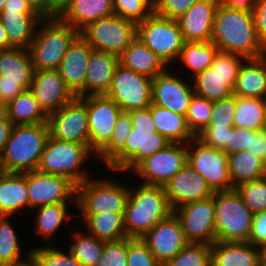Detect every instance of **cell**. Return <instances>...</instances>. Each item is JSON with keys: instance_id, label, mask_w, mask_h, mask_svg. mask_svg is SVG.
<instances>
[{"instance_id": "5bb4252c", "label": "cell", "mask_w": 266, "mask_h": 266, "mask_svg": "<svg viewBox=\"0 0 266 266\" xmlns=\"http://www.w3.org/2000/svg\"><path fill=\"white\" fill-rule=\"evenodd\" d=\"M86 104L89 147L95 156L110 142L119 115V105L105 95L80 97Z\"/></svg>"}, {"instance_id": "cb8c5ba5", "label": "cell", "mask_w": 266, "mask_h": 266, "mask_svg": "<svg viewBox=\"0 0 266 266\" xmlns=\"http://www.w3.org/2000/svg\"><path fill=\"white\" fill-rule=\"evenodd\" d=\"M118 65L119 56L93 50L86 71L85 97L106 95Z\"/></svg>"}, {"instance_id": "f35d334b", "label": "cell", "mask_w": 266, "mask_h": 266, "mask_svg": "<svg viewBox=\"0 0 266 266\" xmlns=\"http://www.w3.org/2000/svg\"><path fill=\"white\" fill-rule=\"evenodd\" d=\"M73 237L75 240L68 250L83 266H95L103 254L105 241L78 230L74 232Z\"/></svg>"}, {"instance_id": "03108f58", "label": "cell", "mask_w": 266, "mask_h": 266, "mask_svg": "<svg viewBox=\"0 0 266 266\" xmlns=\"http://www.w3.org/2000/svg\"><path fill=\"white\" fill-rule=\"evenodd\" d=\"M4 266H38V262L36 256L34 255V252L30 250V252L26 256V259L23 260L20 258L13 262L6 263L4 264Z\"/></svg>"}, {"instance_id": "f907efd6", "label": "cell", "mask_w": 266, "mask_h": 266, "mask_svg": "<svg viewBox=\"0 0 266 266\" xmlns=\"http://www.w3.org/2000/svg\"><path fill=\"white\" fill-rule=\"evenodd\" d=\"M159 262L141 238H128L127 266H158Z\"/></svg>"}, {"instance_id": "34e18365", "label": "cell", "mask_w": 266, "mask_h": 266, "mask_svg": "<svg viewBox=\"0 0 266 266\" xmlns=\"http://www.w3.org/2000/svg\"><path fill=\"white\" fill-rule=\"evenodd\" d=\"M7 0H0V12L3 10L4 4Z\"/></svg>"}, {"instance_id": "ba28073f", "label": "cell", "mask_w": 266, "mask_h": 266, "mask_svg": "<svg viewBox=\"0 0 266 266\" xmlns=\"http://www.w3.org/2000/svg\"><path fill=\"white\" fill-rule=\"evenodd\" d=\"M129 187L112 179H91L76 186V202L80 214L104 212L124 213Z\"/></svg>"}, {"instance_id": "4fadbf2b", "label": "cell", "mask_w": 266, "mask_h": 266, "mask_svg": "<svg viewBox=\"0 0 266 266\" xmlns=\"http://www.w3.org/2000/svg\"><path fill=\"white\" fill-rule=\"evenodd\" d=\"M188 164V147L185 143H170L162 150L143 160L133 171L144 178L141 184L164 186Z\"/></svg>"}, {"instance_id": "8992f818", "label": "cell", "mask_w": 266, "mask_h": 266, "mask_svg": "<svg viewBox=\"0 0 266 266\" xmlns=\"http://www.w3.org/2000/svg\"><path fill=\"white\" fill-rule=\"evenodd\" d=\"M93 154L86 144L62 141L49 136L37 170L66 177L78 186L89 178L81 168Z\"/></svg>"}, {"instance_id": "d590c367", "label": "cell", "mask_w": 266, "mask_h": 266, "mask_svg": "<svg viewBox=\"0 0 266 266\" xmlns=\"http://www.w3.org/2000/svg\"><path fill=\"white\" fill-rule=\"evenodd\" d=\"M218 47L212 42H185L178 60L191 70L192 77L211 66Z\"/></svg>"}, {"instance_id": "484cf974", "label": "cell", "mask_w": 266, "mask_h": 266, "mask_svg": "<svg viewBox=\"0 0 266 266\" xmlns=\"http://www.w3.org/2000/svg\"><path fill=\"white\" fill-rule=\"evenodd\" d=\"M42 20L36 12H0V21L13 47L28 49Z\"/></svg>"}, {"instance_id": "6125c7cd", "label": "cell", "mask_w": 266, "mask_h": 266, "mask_svg": "<svg viewBox=\"0 0 266 266\" xmlns=\"http://www.w3.org/2000/svg\"><path fill=\"white\" fill-rule=\"evenodd\" d=\"M2 11L35 12L26 0H7Z\"/></svg>"}, {"instance_id": "ee69618b", "label": "cell", "mask_w": 266, "mask_h": 266, "mask_svg": "<svg viewBox=\"0 0 266 266\" xmlns=\"http://www.w3.org/2000/svg\"><path fill=\"white\" fill-rule=\"evenodd\" d=\"M114 14L141 23L154 12V0H113Z\"/></svg>"}, {"instance_id": "94428289", "label": "cell", "mask_w": 266, "mask_h": 266, "mask_svg": "<svg viewBox=\"0 0 266 266\" xmlns=\"http://www.w3.org/2000/svg\"><path fill=\"white\" fill-rule=\"evenodd\" d=\"M71 2L72 0H47V18H60Z\"/></svg>"}, {"instance_id": "4316f807", "label": "cell", "mask_w": 266, "mask_h": 266, "mask_svg": "<svg viewBox=\"0 0 266 266\" xmlns=\"http://www.w3.org/2000/svg\"><path fill=\"white\" fill-rule=\"evenodd\" d=\"M34 68L28 49L12 47L0 50V77L2 81L20 82L30 88Z\"/></svg>"}, {"instance_id": "e575fe53", "label": "cell", "mask_w": 266, "mask_h": 266, "mask_svg": "<svg viewBox=\"0 0 266 266\" xmlns=\"http://www.w3.org/2000/svg\"><path fill=\"white\" fill-rule=\"evenodd\" d=\"M8 113L14 126L44 123L48 119V115L29 89L8 103Z\"/></svg>"}, {"instance_id": "681fc988", "label": "cell", "mask_w": 266, "mask_h": 266, "mask_svg": "<svg viewBox=\"0 0 266 266\" xmlns=\"http://www.w3.org/2000/svg\"><path fill=\"white\" fill-rule=\"evenodd\" d=\"M128 237L105 241L103 254L95 266H127Z\"/></svg>"}, {"instance_id": "89a4df30", "label": "cell", "mask_w": 266, "mask_h": 266, "mask_svg": "<svg viewBox=\"0 0 266 266\" xmlns=\"http://www.w3.org/2000/svg\"><path fill=\"white\" fill-rule=\"evenodd\" d=\"M259 256V266H266V244L257 246Z\"/></svg>"}, {"instance_id": "f6af8a7d", "label": "cell", "mask_w": 266, "mask_h": 266, "mask_svg": "<svg viewBox=\"0 0 266 266\" xmlns=\"http://www.w3.org/2000/svg\"><path fill=\"white\" fill-rule=\"evenodd\" d=\"M235 189L253 214L266 210V177L242 183Z\"/></svg>"}, {"instance_id": "44dd1931", "label": "cell", "mask_w": 266, "mask_h": 266, "mask_svg": "<svg viewBox=\"0 0 266 266\" xmlns=\"http://www.w3.org/2000/svg\"><path fill=\"white\" fill-rule=\"evenodd\" d=\"M29 90L48 116L76 97L57 69L34 70Z\"/></svg>"}, {"instance_id": "e7e4bbea", "label": "cell", "mask_w": 266, "mask_h": 266, "mask_svg": "<svg viewBox=\"0 0 266 266\" xmlns=\"http://www.w3.org/2000/svg\"><path fill=\"white\" fill-rule=\"evenodd\" d=\"M218 2L219 4L230 8L244 9L248 11H252L256 4V0H218Z\"/></svg>"}, {"instance_id": "f546056e", "label": "cell", "mask_w": 266, "mask_h": 266, "mask_svg": "<svg viewBox=\"0 0 266 266\" xmlns=\"http://www.w3.org/2000/svg\"><path fill=\"white\" fill-rule=\"evenodd\" d=\"M29 208L26 173H8L0 176V216H11Z\"/></svg>"}, {"instance_id": "11e5206c", "label": "cell", "mask_w": 266, "mask_h": 266, "mask_svg": "<svg viewBox=\"0 0 266 266\" xmlns=\"http://www.w3.org/2000/svg\"><path fill=\"white\" fill-rule=\"evenodd\" d=\"M158 266H171V265L168 262H166V263H159Z\"/></svg>"}, {"instance_id": "7a4b0ae2", "label": "cell", "mask_w": 266, "mask_h": 266, "mask_svg": "<svg viewBox=\"0 0 266 266\" xmlns=\"http://www.w3.org/2000/svg\"><path fill=\"white\" fill-rule=\"evenodd\" d=\"M128 113L133 127L127 136L125 146L106 164L111 171H133L143 160L171 143L157 132L150 106Z\"/></svg>"}, {"instance_id": "d6a6232c", "label": "cell", "mask_w": 266, "mask_h": 266, "mask_svg": "<svg viewBox=\"0 0 266 266\" xmlns=\"http://www.w3.org/2000/svg\"><path fill=\"white\" fill-rule=\"evenodd\" d=\"M86 231L103 241H117L127 238L124 227V213L104 212L99 214H80Z\"/></svg>"}, {"instance_id": "7402d4cb", "label": "cell", "mask_w": 266, "mask_h": 266, "mask_svg": "<svg viewBox=\"0 0 266 266\" xmlns=\"http://www.w3.org/2000/svg\"><path fill=\"white\" fill-rule=\"evenodd\" d=\"M94 49L78 35L68 47L58 67L66 86L76 97H85V78L89 57Z\"/></svg>"}, {"instance_id": "d6986e66", "label": "cell", "mask_w": 266, "mask_h": 266, "mask_svg": "<svg viewBox=\"0 0 266 266\" xmlns=\"http://www.w3.org/2000/svg\"><path fill=\"white\" fill-rule=\"evenodd\" d=\"M163 188L173 211L188 203L208 200L214 194L206 180L188 164Z\"/></svg>"}, {"instance_id": "ab89813d", "label": "cell", "mask_w": 266, "mask_h": 266, "mask_svg": "<svg viewBox=\"0 0 266 266\" xmlns=\"http://www.w3.org/2000/svg\"><path fill=\"white\" fill-rule=\"evenodd\" d=\"M67 208L68 204H50L38 207L34 222L36 234L44 239L54 236L64 221L69 219Z\"/></svg>"}, {"instance_id": "83f0119b", "label": "cell", "mask_w": 266, "mask_h": 266, "mask_svg": "<svg viewBox=\"0 0 266 266\" xmlns=\"http://www.w3.org/2000/svg\"><path fill=\"white\" fill-rule=\"evenodd\" d=\"M212 266H259L256 246L249 242L216 241L211 245Z\"/></svg>"}, {"instance_id": "74e56055", "label": "cell", "mask_w": 266, "mask_h": 266, "mask_svg": "<svg viewBox=\"0 0 266 266\" xmlns=\"http://www.w3.org/2000/svg\"><path fill=\"white\" fill-rule=\"evenodd\" d=\"M234 127L251 130L264 129V107L261 98L240 97L236 95Z\"/></svg>"}, {"instance_id": "3957f363", "label": "cell", "mask_w": 266, "mask_h": 266, "mask_svg": "<svg viewBox=\"0 0 266 266\" xmlns=\"http://www.w3.org/2000/svg\"><path fill=\"white\" fill-rule=\"evenodd\" d=\"M173 210L163 186L141 184L129 188L124 212V227L128 238H142Z\"/></svg>"}, {"instance_id": "4dcf8cb0", "label": "cell", "mask_w": 266, "mask_h": 266, "mask_svg": "<svg viewBox=\"0 0 266 266\" xmlns=\"http://www.w3.org/2000/svg\"><path fill=\"white\" fill-rule=\"evenodd\" d=\"M112 15L113 0H72L70 7L59 19L80 31L90 22Z\"/></svg>"}, {"instance_id": "c3c4849f", "label": "cell", "mask_w": 266, "mask_h": 266, "mask_svg": "<svg viewBox=\"0 0 266 266\" xmlns=\"http://www.w3.org/2000/svg\"><path fill=\"white\" fill-rule=\"evenodd\" d=\"M36 256L38 266H83L68 250L64 253L58 248L36 247L32 249Z\"/></svg>"}, {"instance_id": "277c9868", "label": "cell", "mask_w": 266, "mask_h": 266, "mask_svg": "<svg viewBox=\"0 0 266 266\" xmlns=\"http://www.w3.org/2000/svg\"><path fill=\"white\" fill-rule=\"evenodd\" d=\"M48 138L47 122L15 125L2 154L5 172L26 173L37 170Z\"/></svg>"}, {"instance_id": "6da1fadb", "label": "cell", "mask_w": 266, "mask_h": 266, "mask_svg": "<svg viewBox=\"0 0 266 266\" xmlns=\"http://www.w3.org/2000/svg\"><path fill=\"white\" fill-rule=\"evenodd\" d=\"M211 41L220 51L240 55L246 59L266 56V49L256 34L252 11L219 4Z\"/></svg>"}, {"instance_id": "6f0895ef", "label": "cell", "mask_w": 266, "mask_h": 266, "mask_svg": "<svg viewBox=\"0 0 266 266\" xmlns=\"http://www.w3.org/2000/svg\"><path fill=\"white\" fill-rule=\"evenodd\" d=\"M252 13L257 37L266 49V0H256Z\"/></svg>"}, {"instance_id": "2644e50d", "label": "cell", "mask_w": 266, "mask_h": 266, "mask_svg": "<svg viewBox=\"0 0 266 266\" xmlns=\"http://www.w3.org/2000/svg\"><path fill=\"white\" fill-rule=\"evenodd\" d=\"M10 121L8 113V103L0 101V122Z\"/></svg>"}, {"instance_id": "11a10c76", "label": "cell", "mask_w": 266, "mask_h": 266, "mask_svg": "<svg viewBox=\"0 0 266 266\" xmlns=\"http://www.w3.org/2000/svg\"><path fill=\"white\" fill-rule=\"evenodd\" d=\"M248 149H251V129L231 127L228 144L223 151L229 156Z\"/></svg>"}, {"instance_id": "d4e9b609", "label": "cell", "mask_w": 266, "mask_h": 266, "mask_svg": "<svg viewBox=\"0 0 266 266\" xmlns=\"http://www.w3.org/2000/svg\"><path fill=\"white\" fill-rule=\"evenodd\" d=\"M119 64L150 79L169 69L163 59L150 50L138 36L119 56Z\"/></svg>"}, {"instance_id": "680465c9", "label": "cell", "mask_w": 266, "mask_h": 266, "mask_svg": "<svg viewBox=\"0 0 266 266\" xmlns=\"http://www.w3.org/2000/svg\"><path fill=\"white\" fill-rule=\"evenodd\" d=\"M248 151L266 164V129L251 130V149Z\"/></svg>"}, {"instance_id": "a7ac6f4b", "label": "cell", "mask_w": 266, "mask_h": 266, "mask_svg": "<svg viewBox=\"0 0 266 266\" xmlns=\"http://www.w3.org/2000/svg\"><path fill=\"white\" fill-rule=\"evenodd\" d=\"M12 47L9 43L7 32L0 21V50H6Z\"/></svg>"}, {"instance_id": "7bdbcfd3", "label": "cell", "mask_w": 266, "mask_h": 266, "mask_svg": "<svg viewBox=\"0 0 266 266\" xmlns=\"http://www.w3.org/2000/svg\"><path fill=\"white\" fill-rule=\"evenodd\" d=\"M168 263L171 266H212L211 245L188 243L182 251Z\"/></svg>"}, {"instance_id": "9a60e30c", "label": "cell", "mask_w": 266, "mask_h": 266, "mask_svg": "<svg viewBox=\"0 0 266 266\" xmlns=\"http://www.w3.org/2000/svg\"><path fill=\"white\" fill-rule=\"evenodd\" d=\"M49 136L89 146V125L85 102L75 97L48 116Z\"/></svg>"}, {"instance_id": "5b68a950", "label": "cell", "mask_w": 266, "mask_h": 266, "mask_svg": "<svg viewBox=\"0 0 266 266\" xmlns=\"http://www.w3.org/2000/svg\"><path fill=\"white\" fill-rule=\"evenodd\" d=\"M28 51L34 70L58 69L62 58L79 31L59 18H44Z\"/></svg>"}, {"instance_id": "db71d44e", "label": "cell", "mask_w": 266, "mask_h": 266, "mask_svg": "<svg viewBox=\"0 0 266 266\" xmlns=\"http://www.w3.org/2000/svg\"><path fill=\"white\" fill-rule=\"evenodd\" d=\"M199 0H154V12L161 17L178 19Z\"/></svg>"}, {"instance_id": "ffe728a7", "label": "cell", "mask_w": 266, "mask_h": 266, "mask_svg": "<svg viewBox=\"0 0 266 266\" xmlns=\"http://www.w3.org/2000/svg\"><path fill=\"white\" fill-rule=\"evenodd\" d=\"M194 87L168 70L152 79V104L186 115Z\"/></svg>"}, {"instance_id": "60d3db41", "label": "cell", "mask_w": 266, "mask_h": 266, "mask_svg": "<svg viewBox=\"0 0 266 266\" xmlns=\"http://www.w3.org/2000/svg\"><path fill=\"white\" fill-rule=\"evenodd\" d=\"M8 220V216H0V261L3 264L23 258L19 236Z\"/></svg>"}, {"instance_id": "9f6ffc18", "label": "cell", "mask_w": 266, "mask_h": 266, "mask_svg": "<svg viewBox=\"0 0 266 266\" xmlns=\"http://www.w3.org/2000/svg\"><path fill=\"white\" fill-rule=\"evenodd\" d=\"M248 242L256 247L261 244H266V210L253 214Z\"/></svg>"}, {"instance_id": "7dc6e473", "label": "cell", "mask_w": 266, "mask_h": 266, "mask_svg": "<svg viewBox=\"0 0 266 266\" xmlns=\"http://www.w3.org/2000/svg\"><path fill=\"white\" fill-rule=\"evenodd\" d=\"M213 101L194 95L188 111L186 121L194 135L208 125L211 119Z\"/></svg>"}, {"instance_id": "9c48e42d", "label": "cell", "mask_w": 266, "mask_h": 266, "mask_svg": "<svg viewBox=\"0 0 266 266\" xmlns=\"http://www.w3.org/2000/svg\"><path fill=\"white\" fill-rule=\"evenodd\" d=\"M137 36L168 66L178 60L186 42L176 19L155 12L137 24Z\"/></svg>"}, {"instance_id": "be15d7a7", "label": "cell", "mask_w": 266, "mask_h": 266, "mask_svg": "<svg viewBox=\"0 0 266 266\" xmlns=\"http://www.w3.org/2000/svg\"><path fill=\"white\" fill-rule=\"evenodd\" d=\"M14 125L11 121L0 122V155L3 154Z\"/></svg>"}, {"instance_id": "52a82bcc", "label": "cell", "mask_w": 266, "mask_h": 266, "mask_svg": "<svg viewBox=\"0 0 266 266\" xmlns=\"http://www.w3.org/2000/svg\"><path fill=\"white\" fill-rule=\"evenodd\" d=\"M216 241L248 242L253 213L234 190L214 192Z\"/></svg>"}, {"instance_id": "2e32d148", "label": "cell", "mask_w": 266, "mask_h": 266, "mask_svg": "<svg viewBox=\"0 0 266 266\" xmlns=\"http://www.w3.org/2000/svg\"><path fill=\"white\" fill-rule=\"evenodd\" d=\"M26 183L30 209L68 204L71 198L76 202V185L66 177L35 170L26 172Z\"/></svg>"}, {"instance_id": "003e7915", "label": "cell", "mask_w": 266, "mask_h": 266, "mask_svg": "<svg viewBox=\"0 0 266 266\" xmlns=\"http://www.w3.org/2000/svg\"><path fill=\"white\" fill-rule=\"evenodd\" d=\"M31 8L43 19L47 18V0H26Z\"/></svg>"}, {"instance_id": "f5cc1de1", "label": "cell", "mask_w": 266, "mask_h": 266, "mask_svg": "<svg viewBox=\"0 0 266 266\" xmlns=\"http://www.w3.org/2000/svg\"><path fill=\"white\" fill-rule=\"evenodd\" d=\"M231 127L233 126H206L195 138L208 147L223 150L228 144Z\"/></svg>"}, {"instance_id": "816d5d0a", "label": "cell", "mask_w": 266, "mask_h": 266, "mask_svg": "<svg viewBox=\"0 0 266 266\" xmlns=\"http://www.w3.org/2000/svg\"><path fill=\"white\" fill-rule=\"evenodd\" d=\"M236 95L213 101L211 119L207 126H233Z\"/></svg>"}, {"instance_id": "e0dca14e", "label": "cell", "mask_w": 266, "mask_h": 266, "mask_svg": "<svg viewBox=\"0 0 266 266\" xmlns=\"http://www.w3.org/2000/svg\"><path fill=\"white\" fill-rule=\"evenodd\" d=\"M188 243L216 242L214 199L185 204L173 211Z\"/></svg>"}, {"instance_id": "8fae6325", "label": "cell", "mask_w": 266, "mask_h": 266, "mask_svg": "<svg viewBox=\"0 0 266 266\" xmlns=\"http://www.w3.org/2000/svg\"><path fill=\"white\" fill-rule=\"evenodd\" d=\"M187 147L188 165L206 180L213 192L235 189L229 175L228 155L223 150L208 147L196 138Z\"/></svg>"}, {"instance_id": "7c38bea8", "label": "cell", "mask_w": 266, "mask_h": 266, "mask_svg": "<svg viewBox=\"0 0 266 266\" xmlns=\"http://www.w3.org/2000/svg\"><path fill=\"white\" fill-rule=\"evenodd\" d=\"M105 96L115 101L123 112L149 107L152 79L119 64Z\"/></svg>"}, {"instance_id": "1f68e13d", "label": "cell", "mask_w": 266, "mask_h": 266, "mask_svg": "<svg viewBox=\"0 0 266 266\" xmlns=\"http://www.w3.org/2000/svg\"><path fill=\"white\" fill-rule=\"evenodd\" d=\"M150 110L157 132L171 143L188 144L195 138L188 127L186 116L154 104L150 105Z\"/></svg>"}, {"instance_id": "8d00e7d4", "label": "cell", "mask_w": 266, "mask_h": 266, "mask_svg": "<svg viewBox=\"0 0 266 266\" xmlns=\"http://www.w3.org/2000/svg\"><path fill=\"white\" fill-rule=\"evenodd\" d=\"M195 95L210 101H217L233 95V90L211 66L192 79Z\"/></svg>"}, {"instance_id": "836d02e7", "label": "cell", "mask_w": 266, "mask_h": 266, "mask_svg": "<svg viewBox=\"0 0 266 266\" xmlns=\"http://www.w3.org/2000/svg\"><path fill=\"white\" fill-rule=\"evenodd\" d=\"M229 175L234 188L265 177L266 164L248 150L228 156Z\"/></svg>"}, {"instance_id": "b9f144b4", "label": "cell", "mask_w": 266, "mask_h": 266, "mask_svg": "<svg viewBox=\"0 0 266 266\" xmlns=\"http://www.w3.org/2000/svg\"><path fill=\"white\" fill-rule=\"evenodd\" d=\"M132 121L128 112H122L116 122L110 142L97 154L107 164L126 144L132 130Z\"/></svg>"}, {"instance_id": "8c879c8a", "label": "cell", "mask_w": 266, "mask_h": 266, "mask_svg": "<svg viewBox=\"0 0 266 266\" xmlns=\"http://www.w3.org/2000/svg\"><path fill=\"white\" fill-rule=\"evenodd\" d=\"M264 107V129H266V96L262 99Z\"/></svg>"}, {"instance_id": "bcb514c9", "label": "cell", "mask_w": 266, "mask_h": 266, "mask_svg": "<svg viewBox=\"0 0 266 266\" xmlns=\"http://www.w3.org/2000/svg\"><path fill=\"white\" fill-rule=\"evenodd\" d=\"M246 60L240 55L218 50L211 67L226 79V84L233 90L242 62Z\"/></svg>"}, {"instance_id": "ac0fdd59", "label": "cell", "mask_w": 266, "mask_h": 266, "mask_svg": "<svg viewBox=\"0 0 266 266\" xmlns=\"http://www.w3.org/2000/svg\"><path fill=\"white\" fill-rule=\"evenodd\" d=\"M141 239L159 263L169 262L188 244L179 219L173 212Z\"/></svg>"}, {"instance_id": "603a6c76", "label": "cell", "mask_w": 266, "mask_h": 266, "mask_svg": "<svg viewBox=\"0 0 266 266\" xmlns=\"http://www.w3.org/2000/svg\"><path fill=\"white\" fill-rule=\"evenodd\" d=\"M218 0H199L177 19L186 42H210Z\"/></svg>"}, {"instance_id": "30bf717a", "label": "cell", "mask_w": 266, "mask_h": 266, "mask_svg": "<svg viewBox=\"0 0 266 266\" xmlns=\"http://www.w3.org/2000/svg\"><path fill=\"white\" fill-rule=\"evenodd\" d=\"M79 35L94 50L120 56L137 37V24L114 14L90 22Z\"/></svg>"}, {"instance_id": "91938a15", "label": "cell", "mask_w": 266, "mask_h": 266, "mask_svg": "<svg viewBox=\"0 0 266 266\" xmlns=\"http://www.w3.org/2000/svg\"><path fill=\"white\" fill-rule=\"evenodd\" d=\"M27 90L20 82L2 81L0 77V101L9 103L17 95Z\"/></svg>"}, {"instance_id": "753ad0ef", "label": "cell", "mask_w": 266, "mask_h": 266, "mask_svg": "<svg viewBox=\"0 0 266 266\" xmlns=\"http://www.w3.org/2000/svg\"><path fill=\"white\" fill-rule=\"evenodd\" d=\"M5 173L3 164H2V155H0V176H2Z\"/></svg>"}, {"instance_id": "f1b7e54d", "label": "cell", "mask_w": 266, "mask_h": 266, "mask_svg": "<svg viewBox=\"0 0 266 266\" xmlns=\"http://www.w3.org/2000/svg\"><path fill=\"white\" fill-rule=\"evenodd\" d=\"M233 95L261 99L266 96V56L243 62Z\"/></svg>"}]
</instances>
